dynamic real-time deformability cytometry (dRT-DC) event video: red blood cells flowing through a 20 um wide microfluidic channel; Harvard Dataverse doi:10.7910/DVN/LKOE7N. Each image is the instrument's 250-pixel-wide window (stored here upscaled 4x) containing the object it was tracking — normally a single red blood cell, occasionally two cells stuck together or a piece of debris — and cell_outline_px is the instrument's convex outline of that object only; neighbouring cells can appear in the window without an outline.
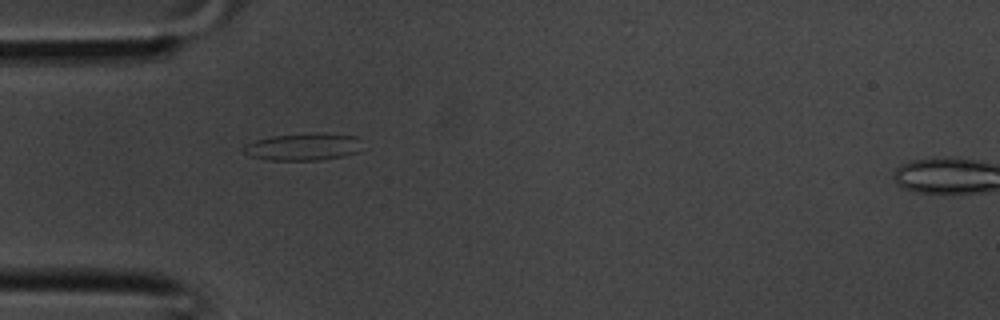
{"species": "common noctule bat (a hibernating species)", "species_latin": "Nyctalus noctula", "temperature_condition": "room temperature", "stored_images_in_passage": 2, "camera_frame_rate_fps": 3000, "um_per_image_px": 0.085, "animal": {"sex": "male", "body_mass_g": 20.1, "forearm_length_mm": 53.5}, "frame": {"image": 1, "passage_image": 1, "time_ms": 0.0, "image_size_px": [1000, 320], "cell_outline_px": [[356, 152], [344, 156], [320, 160], [264, 160], [248, 156], [240, 148], [244, 144], [256, 140], [272, 136], [324, 132], [356, 136]], "centroid_in_image_um": [25.64, 12.48], "position_along_channel_um": 59.4, "area_um2": 18.73}}